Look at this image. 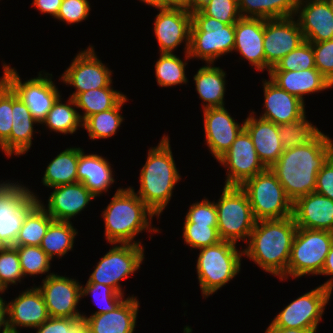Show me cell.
Instances as JSON below:
<instances>
[{
  "instance_id": "1",
  "label": "cell",
  "mask_w": 333,
  "mask_h": 333,
  "mask_svg": "<svg viewBox=\"0 0 333 333\" xmlns=\"http://www.w3.org/2000/svg\"><path fill=\"white\" fill-rule=\"evenodd\" d=\"M332 154L333 141L320 131L306 145L285 149L269 169L294 202L315 192L317 174Z\"/></svg>"
},
{
  "instance_id": "2",
  "label": "cell",
  "mask_w": 333,
  "mask_h": 333,
  "mask_svg": "<svg viewBox=\"0 0 333 333\" xmlns=\"http://www.w3.org/2000/svg\"><path fill=\"white\" fill-rule=\"evenodd\" d=\"M292 216L284 219L258 220L250 234L243 255L256 265L278 276L287 272L292 243L297 231Z\"/></svg>"
},
{
  "instance_id": "3",
  "label": "cell",
  "mask_w": 333,
  "mask_h": 333,
  "mask_svg": "<svg viewBox=\"0 0 333 333\" xmlns=\"http://www.w3.org/2000/svg\"><path fill=\"white\" fill-rule=\"evenodd\" d=\"M111 199L102 213L104 236L110 244L142 245L140 241L134 240L140 232L160 231L152 225L156 214L137 196L133 187L118 188Z\"/></svg>"
},
{
  "instance_id": "4",
  "label": "cell",
  "mask_w": 333,
  "mask_h": 333,
  "mask_svg": "<svg viewBox=\"0 0 333 333\" xmlns=\"http://www.w3.org/2000/svg\"><path fill=\"white\" fill-rule=\"evenodd\" d=\"M150 148L140 172V187L135 193L159 219L181 176L176 168L168 135L164 134L158 145Z\"/></svg>"
},
{
  "instance_id": "5",
  "label": "cell",
  "mask_w": 333,
  "mask_h": 333,
  "mask_svg": "<svg viewBox=\"0 0 333 333\" xmlns=\"http://www.w3.org/2000/svg\"><path fill=\"white\" fill-rule=\"evenodd\" d=\"M199 251L197 278L202 296L208 298L240 272L243 249L238 251L236 243L221 240L214 245L200 248Z\"/></svg>"
},
{
  "instance_id": "6",
  "label": "cell",
  "mask_w": 333,
  "mask_h": 333,
  "mask_svg": "<svg viewBox=\"0 0 333 333\" xmlns=\"http://www.w3.org/2000/svg\"><path fill=\"white\" fill-rule=\"evenodd\" d=\"M192 15L190 29V58L214 63L219 57L233 52L235 44V24H225L206 16L201 10Z\"/></svg>"
},
{
  "instance_id": "7",
  "label": "cell",
  "mask_w": 333,
  "mask_h": 333,
  "mask_svg": "<svg viewBox=\"0 0 333 333\" xmlns=\"http://www.w3.org/2000/svg\"><path fill=\"white\" fill-rule=\"evenodd\" d=\"M217 230L221 240L248 242L256 224L249 198L240 186H225L215 203Z\"/></svg>"
},
{
  "instance_id": "8",
  "label": "cell",
  "mask_w": 333,
  "mask_h": 333,
  "mask_svg": "<svg viewBox=\"0 0 333 333\" xmlns=\"http://www.w3.org/2000/svg\"><path fill=\"white\" fill-rule=\"evenodd\" d=\"M333 242V232L297 228L292 243L287 272L281 281L304 275H320Z\"/></svg>"
},
{
  "instance_id": "9",
  "label": "cell",
  "mask_w": 333,
  "mask_h": 333,
  "mask_svg": "<svg viewBox=\"0 0 333 333\" xmlns=\"http://www.w3.org/2000/svg\"><path fill=\"white\" fill-rule=\"evenodd\" d=\"M240 187L246 192L257 221L292 216L293 202L269 168Z\"/></svg>"
},
{
  "instance_id": "10",
  "label": "cell",
  "mask_w": 333,
  "mask_h": 333,
  "mask_svg": "<svg viewBox=\"0 0 333 333\" xmlns=\"http://www.w3.org/2000/svg\"><path fill=\"white\" fill-rule=\"evenodd\" d=\"M1 77L26 104L31 115L41 124L61 96L52 74L39 72L38 77L22 82L15 68L3 63ZM49 76V77H48Z\"/></svg>"
},
{
  "instance_id": "11",
  "label": "cell",
  "mask_w": 333,
  "mask_h": 333,
  "mask_svg": "<svg viewBox=\"0 0 333 333\" xmlns=\"http://www.w3.org/2000/svg\"><path fill=\"white\" fill-rule=\"evenodd\" d=\"M110 250L101 257L88 282L101 283L112 287L116 292L125 294L120 285L121 280L138 271L143 263L144 246L114 243Z\"/></svg>"
},
{
  "instance_id": "12",
  "label": "cell",
  "mask_w": 333,
  "mask_h": 333,
  "mask_svg": "<svg viewBox=\"0 0 333 333\" xmlns=\"http://www.w3.org/2000/svg\"><path fill=\"white\" fill-rule=\"evenodd\" d=\"M10 182L0 181V237L13 246L26 214L40 198L28 187Z\"/></svg>"
},
{
  "instance_id": "13",
  "label": "cell",
  "mask_w": 333,
  "mask_h": 333,
  "mask_svg": "<svg viewBox=\"0 0 333 333\" xmlns=\"http://www.w3.org/2000/svg\"><path fill=\"white\" fill-rule=\"evenodd\" d=\"M332 291L322 285L289 303L271 321L280 328L310 330L316 333Z\"/></svg>"
},
{
  "instance_id": "14",
  "label": "cell",
  "mask_w": 333,
  "mask_h": 333,
  "mask_svg": "<svg viewBox=\"0 0 333 333\" xmlns=\"http://www.w3.org/2000/svg\"><path fill=\"white\" fill-rule=\"evenodd\" d=\"M112 72L97 57L94 47L90 45L74 57L60 79L64 84L76 88L70 96L74 99L79 93L112 86Z\"/></svg>"
},
{
  "instance_id": "15",
  "label": "cell",
  "mask_w": 333,
  "mask_h": 333,
  "mask_svg": "<svg viewBox=\"0 0 333 333\" xmlns=\"http://www.w3.org/2000/svg\"><path fill=\"white\" fill-rule=\"evenodd\" d=\"M217 161L227 170L225 186H242L247 180L267 169L260 161L252 139L245 129Z\"/></svg>"
},
{
  "instance_id": "16",
  "label": "cell",
  "mask_w": 333,
  "mask_h": 333,
  "mask_svg": "<svg viewBox=\"0 0 333 333\" xmlns=\"http://www.w3.org/2000/svg\"><path fill=\"white\" fill-rule=\"evenodd\" d=\"M304 41L295 16L264 19L265 70L269 73L283 57Z\"/></svg>"
},
{
  "instance_id": "17",
  "label": "cell",
  "mask_w": 333,
  "mask_h": 333,
  "mask_svg": "<svg viewBox=\"0 0 333 333\" xmlns=\"http://www.w3.org/2000/svg\"><path fill=\"white\" fill-rule=\"evenodd\" d=\"M41 292L50 317L78 318L77 306L81 297V284L74 278L52 274L42 279ZM80 312V313H79Z\"/></svg>"
},
{
  "instance_id": "18",
  "label": "cell",
  "mask_w": 333,
  "mask_h": 333,
  "mask_svg": "<svg viewBox=\"0 0 333 333\" xmlns=\"http://www.w3.org/2000/svg\"><path fill=\"white\" fill-rule=\"evenodd\" d=\"M154 19V33L160 53H173L185 42V53L189 51L192 15L181 8H158Z\"/></svg>"
},
{
  "instance_id": "19",
  "label": "cell",
  "mask_w": 333,
  "mask_h": 333,
  "mask_svg": "<svg viewBox=\"0 0 333 333\" xmlns=\"http://www.w3.org/2000/svg\"><path fill=\"white\" fill-rule=\"evenodd\" d=\"M205 141L209 152L218 160L231 147L236 137L244 129L223 107L203 109Z\"/></svg>"
},
{
  "instance_id": "20",
  "label": "cell",
  "mask_w": 333,
  "mask_h": 333,
  "mask_svg": "<svg viewBox=\"0 0 333 333\" xmlns=\"http://www.w3.org/2000/svg\"><path fill=\"white\" fill-rule=\"evenodd\" d=\"M30 288L22 291L18 297L7 303L8 332L20 333L17 327L36 329L49 319L50 316L41 292L35 285Z\"/></svg>"
},
{
  "instance_id": "21",
  "label": "cell",
  "mask_w": 333,
  "mask_h": 333,
  "mask_svg": "<svg viewBox=\"0 0 333 333\" xmlns=\"http://www.w3.org/2000/svg\"><path fill=\"white\" fill-rule=\"evenodd\" d=\"M295 16L305 41L319 43L333 39V12L326 0L298 3Z\"/></svg>"
},
{
  "instance_id": "22",
  "label": "cell",
  "mask_w": 333,
  "mask_h": 333,
  "mask_svg": "<svg viewBox=\"0 0 333 333\" xmlns=\"http://www.w3.org/2000/svg\"><path fill=\"white\" fill-rule=\"evenodd\" d=\"M47 207L38 199L46 212L57 221L70 222L71 218L83 211L95 197L81 182L52 187Z\"/></svg>"
},
{
  "instance_id": "23",
  "label": "cell",
  "mask_w": 333,
  "mask_h": 333,
  "mask_svg": "<svg viewBox=\"0 0 333 333\" xmlns=\"http://www.w3.org/2000/svg\"><path fill=\"white\" fill-rule=\"evenodd\" d=\"M262 82L265 112L258 117L281 125L300 120L306 115L303 101L279 88L270 79Z\"/></svg>"
},
{
  "instance_id": "24",
  "label": "cell",
  "mask_w": 333,
  "mask_h": 333,
  "mask_svg": "<svg viewBox=\"0 0 333 333\" xmlns=\"http://www.w3.org/2000/svg\"><path fill=\"white\" fill-rule=\"evenodd\" d=\"M235 52L248 60L255 70H265L264 19L241 17L235 23Z\"/></svg>"
},
{
  "instance_id": "25",
  "label": "cell",
  "mask_w": 333,
  "mask_h": 333,
  "mask_svg": "<svg viewBox=\"0 0 333 333\" xmlns=\"http://www.w3.org/2000/svg\"><path fill=\"white\" fill-rule=\"evenodd\" d=\"M292 217L298 228L333 232V200L317 192L293 202Z\"/></svg>"
},
{
  "instance_id": "26",
  "label": "cell",
  "mask_w": 333,
  "mask_h": 333,
  "mask_svg": "<svg viewBox=\"0 0 333 333\" xmlns=\"http://www.w3.org/2000/svg\"><path fill=\"white\" fill-rule=\"evenodd\" d=\"M254 113H249L244 120V129L250 135L260 161L270 168L284 151L279 138V125L257 118Z\"/></svg>"
},
{
  "instance_id": "27",
  "label": "cell",
  "mask_w": 333,
  "mask_h": 333,
  "mask_svg": "<svg viewBox=\"0 0 333 333\" xmlns=\"http://www.w3.org/2000/svg\"><path fill=\"white\" fill-rule=\"evenodd\" d=\"M139 301L135 296H128L111 312L89 315L84 313L88 333H134Z\"/></svg>"
},
{
  "instance_id": "28",
  "label": "cell",
  "mask_w": 333,
  "mask_h": 333,
  "mask_svg": "<svg viewBox=\"0 0 333 333\" xmlns=\"http://www.w3.org/2000/svg\"><path fill=\"white\" fill-rule=\"evenodd\" d=\"M12 129L10 138L0 147L8 157L24 155L32 146L33 126L39 122L12 89Z\"/></svg>"
},
{
  "instance_id": "29",
  "label": "cell",
  "mask_w": 333,
  "mask_h": 333,
  "mask_svg": "<svg viewBox=\"0 0 333 333\" xmlns=\"http://www.w3.org/2000/svg\"><path fill=\"white\" fill-rule=\"evenodd\" d=\"M270 80L279 88L304 101L307 94L319 93L333 85L316 69L269 71Z\"/></svg>"
},
{
  "instance_id": "30",
  "label": "cell",
  "mask_w": 333,
  "mask_h": 333,
  "mask_svg": "<svg viewBox=\"0 0 333 333\" xmlns=\"http://www.w3.org/2000/svg\"><path fill=\"white\" fill-rule=\"evenodd\" d=\"M110 162L98 154H85L83 150L79 153L77 165L78 182L91 192L96 198L106 193L114 183V175Z\"/></svg>"
},
{
  "instance_id": "31",
  "label": "cell",
  "mask_w": 333,
  "mask_h": 333,
  "mask_svg": "<svg viewBox=\"0 0 333 333\" xmlns=\"http://www.w3.org/2000/svg\"><path fill=\"white\" fill-rule=\"evenodd\" d=\"M193 77L199 98L206 103H203V109L225 106L226 72L222 68L206 64Z\"/></svg>"
},
{
  "instance_id": "32",
  "label": "cell",
  "mask_w": 333,
  "mask_h": 333,
  "mask_svg": "<svg viewBox=\"0 0 333 333\" xmlns=\"http://www.w3.org/2000/svg\"><path fill=\"white\" fill-rule=\"evenodd\" d=\"M82 150L80 147H70L60 152L47 165L41 183L52 188L78 182L77 165Z\"/></svg>"
},
{
  "instance_id": "33",
  "label": "cell",
  "mask_w": 333,
  "mask_h": 333,
  "mask_svg": "<svg viewBox=\"0 0 333 333\" xmlns=\"http://www.w3.org/2000/svg\"><path fill=\"white\" fill-rule=\"evenodd\" d=\"M242 17L251 18H285L296 15V0H238Z\"/></svg>"
},
{
  "instance_id": "34",
  "label": "cell",
  "mask_w": 333,
  "mask_h": 333,
  "mask_svg": "<svg viewBox=\"0 0 333 333\" xmlns=\"http://www.w3.org/2000/svg\"><path fill=\"white\" fill-rule=\"evenodd\" d=\"M77 234L78 231L71 221L53 220L42 238L40 247L52 260L55 256L62 258L73 249Z\"/></svg>"
},
{
  "instance_id": "35",
  "label": "cell",
  "mask_w": 333,
  "mask_h": 333,
  "mask_svg": "<svg viewBox=\"0 0 333 333\" xmlns=\"http://www.w3.org/2000/svg\"><path fill=\"white\" fill-rule=\"evenodd\" d=\"M61 97L53 104L41 124L46 125L50 132L73 134L78 130V127H83L81 114L74 108L76 103L73 98L69 97L66 103H62Z\"/></svg>"
},
{
  "instance_id": "36",
  "label": "cell",
  "mask_w": 333,
  "mask_h": 333,
  "mask_svg": "<svg viewBox=\"0 0 333 333\" xmlns=\"http://www.w3.org/2000/svg\"><path fill=\"white\" fill-rule=\"evenodd\" d=\"M125 96L122 92L114 90L112 86H107L79 93L74 101L76 108L84 111L83 116H80L84 121L93 114L114 108Z\"/></svg>"
},
{
  "instance_id": "37",
  "label": "cell",
  "mask_w": 333,
  "mask_h": 333,
  "mask_svg": "<svg viewBox=\"0 0 333 333\" xmlns=\"http://www.w3.org/2000/svg\"><path fill=\"white\" fill-rule=\"evenodd\" d=\"M53 220L38 202L26 214L13 246H40L42 238Z\"/></svg>"
},
{
  "instance_id": "38",
  "label": "cell",
  "mask_w": 333,
  "mask_h": 333,
  "mask_svg": "<svg viewBox=\"0 0 333 333\" xmlns=\"http://www.w3.org/2000/svg\"><path fill=\"white\" fill-rule=\"evenodd\" d=\"M127 100L125 96L114 108L93 114L83 121V128L91 140L111 138L116 134L124 119L120 111Z\"/></svg>"
},
{
  "instance_id": "39",
  "label": "cell",
  "mask_w": 333,
  "mask_h": 333,
  "mask_svg": "<svg viewBox=\"0 0 333 333\" xmlns=\"http://www.w3.org/2000/svg\"><path fill=\"white\" fill-rule=\"evenodd\" d=\"M184 55L185 62L174 53H160V57L155 63L157 85L165 88L178 84H187L188 79L185 74V66L188 64L187 60L191 58L188 52L184 53Z\"/></svg>"
},
{
  "instance_id": "40",
  "label": "cell",
  "mask_w": 333,
  "mask_h": 333,
  "mask_svg": "<svg viewBox=\"0 0 333 333\" xmlns=\"http://www.w3.org/2000/svg\"><path fill=\"white\" fill-rule=\"evenodd\" d=\"M306 118L305 115L300 120L279 125V138L284 150L306 145L320 132Z\"/></svg>"
},
{
  "instance_id": "41",
  "label": "cell",
  "mask_w": 333,
  "mask_h": 333,
  "mask_svg": "<svg viewBox=\"0 0 333 333\" xmlns=\"http://www.w3.org/2000/svg\"><path fill=\"white\" fill-rule=\"evenodd\" d=\"M19 255L20 266L24 277L49 273L53 261L40 246H15Z\"/></svg>"
},
{
  "instance_id": "42",
  "label": "cell",
  "mask_w": 333,
  "mask_h": 333,
  "mask_svg": "<svg viewBox=\"0 0 333 333\" xmlns=\"http://www.w3.org/2000/svg\"><path fill=\"white\" fill-rule=\"evenodd\" d=\"M93 295V301L100 309L92 315L114 311L125 299L124 295L116 292L112 287L101 283H86L81 285V297ZM85 295V296H84Z\"/></svg>"
},
{
  "instance_id": "43",
  "label": "cell",
  "mask_w": 333,
  "mask_h": 333,
  "mask_svg": "<svg viewBox=\"0 0 333 333\" xmlns=\"http://www.w3.org/2000/svg\"><path fill=\"white\" fill-rule=\"evenodd\" d=\"M182 235L186 245L195 250L214 245L221 241L217 230V224L184 222Z\"/></svg>"
},
{
  "instance_id": "44",
  "label": "cell",
  "mask_w": 333,
  "mask_h": 333,
  "mask_svg": "<svg viewBox=\"0 0 333 333\" xmlns=\"http://www.w3.org/2000/svg\"><path fill=\"white\" fill-rule=\"evenodd\" d=\"M315 68V57L312 44L304 41L296 49L283 57L270 71H296Z\"/></svg>"
},
{
  "instance_id": "45",
  "label": "cell",
  "mask_w": 333,
  "mask_h": 333,
  "mask_svg": "<svg viewBox=\"0 0 333 333\" xmlns=\"http://www.w3.org/2000/svg\"><path fill=\"white\" fill-rule=\"evenodd\" d=\"M19 255L15 246H8L0 252V284L7 290L23 279Z\"/></svg>"
},
{
  "instance_id": "46",
  "label": "cell",
  "mask_w": 333,
  "mask_h": 333,
  "mask_svg": "<svg viewBox=\"0 0 333 333\" xmlns=\"http://www.w3.org/2000/svg\"><path fill=\"white\" fill-rule=\"evenodd\" d=\"M201 11L225 24H235L242 17L238 0H210Z\"/></svg>"
},
{
  "instance_id": "47",
  "label": "cell",
  "mask_w": 333,
  "mask_h": 333,
  "mask_svg": "<svg viewBox=\"0 0 333 333\" xmlns=\"http://www.w3.org/2000/svg\"><path fill=\"white\" fill-rule=\"evenodd\" d=\"M36 333H85L87 331L86 319L49 317L40 326Z\"/></svg>"
},
{
  "instance_id": "48",
  "label": "cell",
  "mask_w": 333,
  "mask_h": 333,
  "mask_svg": "<svg viewBox=\"0 0 333 333\" xmlns=\"http://www.w3.org/2000/svg\"><path fill=\"white\" fill-rule=\"evenodd\" d=\"M12 124V88L0 78V147L10 138Z\"/></svg>"
},
{
  "instance_id": "49",
  "label": "cell",
  "mask_w": 333,
  "mask_h": 333,
  "mask_svg": "<svg viewBox=\"0 0 333 333\" xmlns=\"http://www.w3.org/2000/svg\"><path fill=\"white\" fill-rule=\"evenodd\" d=\"M90 9L88 0H62L55 19L67 24H77L88 18Z\"/></svg>"
},
{
  "instance_id": "50",
  "label": "cell",
  "mask_w": 333,
  "mask_h": 333,
  "mask_svg": "<svg viewBox=\"0 0 333 333\" xmlns=\"http://www.w3.org/2000/svg\"><path fill=\"white\" fill-rule=\"evenodd\" d=\"M311 44L315 68L333 85V39Z\"/></svg>"
},
{
  "instance_id": "51",
  "label": "cell",
  "mask_w": 333,
  "mask_h": 333,
  "mask_svg": "<svg viewBox=\"0 0 333 333\" xmlns=\"http://www.w3.org/2000/svg\"><path fill=\"white\" fill-rule=\"evenodd\" d=\"M184 219V222L197 224H217L215 201L211 202L205 198L200 202L191 204Z\"/></svg>"
},
{
  "instance_id": "52",
  "label": "cell",
  "mask_w": 333,
  "mask_h": 333,
  "mask_svg": "<svg viewBox=\"0 0 333 333\" xmlns=\"http://www.w3.org/2000/svg\"><path fill=\"white\" fill-rule=\"evenodd\" d=\"M315 192L333 200V154L317 174Z\"/></svg>"
},
{
  "instance_id": "53",
  "label": "cell",
  "mask_w": 333,
  "mask_h": 333,
  "mask_svg": "<svg viewBox=\"0 0 333 333\" xmlns=\"http://www.w3.org/2000/svg\"><path fill=\"white\" fill-rule=\"evenodd\" d=\"M62 0H33L32 6L37 8L43 14H50L57 17Z\"/></svg>"
},
{
  "instance_id": "54",
  "label": "cell",
  "mask_w": 333,
  "mask_h": 333,
  "mask_svg": "<svg viewBox=\"0 0 333 333\" xmlns=\"http://www.w3.org/2000/svg\"><path fill=\"white\" fill-rule=\"evenodd\" d=\"M320 275L324 276L331 275L329 280H327L324 284H322V286L333 291V242L331 244L329 253L326 256L324 266L322 268Z\"/></svg>"
},
{
  "instance_id": "55",
  "label": "cell",
  "mask_w": 333,
  "mask_h": 333,
  "mask_svg": "<svg viewBox=\"0 0 333 333\" xmlns=\"http://www.w3.org/2000/svg\"><path fill=\"white\" fill-rule=\"evenodd\" d=\"M3 294V293H0ZM3 330H1L2 328ZM7 333V303L0 295V332Z\"/></svg>"
},
{
  "instance_id": "56",
  "label": "cell",
  "mask_w": 333,
  "mask_h": 333,
  "mask_svg": "<svg viewBox=\"0 0 333 333\" xmlns=\"http://www.w3.org/2000/svg\"><path fill=\"white\" fill-rule=\"evenodd\" d=\"M210 0H186L185 10L188 13L200 11Z\"/></svg>"
},
{
  "instance_id": "57",
  "label": "cell",
  "mask_w": 333,
  "mask_h": 333,
  "mask_svg": "<svg viewBox=\"0 0 333 333\" xmlns=\"http://www.w3.org/2000/svg\"><path fill=\"white\" fill-rule=\"evenodd\" d=\"M265 333H313V332L310 330L274 327L271 324H269V326L266 328Z\"/></svg>"
},
{
  "instance_id": "58",
  "label": "cell",
  "mask_w": 333,
  "mask_h": 333,
  "mask_svg": "<svg viewBox=\"0 0 333 333\" xmlns=\"http://www.w3.org/2000/svg\"><path fill=\"white\" fill-rule=\"evenodd\" d=\"M186 0H159V8L185 9Z\"/></svg>"
},
{
  "instance_id": "59",
  "label": "cell",
  "mask_w": 333,
  "mask_h": 333,
  "mask_svg": "<svg viewBox=\"0 0 333 333\" xmlns=\"http://www.w3.org/2000/svg\"><path fill=\"white\" fill-rule=\"evenodd\" d=\"M140 1L145 3L146 5L155 7L156 9L159 8V0H140Z\"/></svg>"
},
{
  "instance_id": "60",
  "label": "cell",
  "mask_w": 333,
  "mask_h": 333,
  "mask_svg": "<svg viewBox=\"0 0 333 333\" xmlns=\"http://www.w3.org/2000/svg\"><path fill=\"white\" fill-rule=\"evenodd\" d=\"M9 245L0 237V252L4 251Z\"/></svg>"
},
{
  "instance_id": "61",
  "label": "cell",
  "mask_w": 333,
  "mask_h": 333,
  "mask_svg": "<svg viewBox=\"0 0 333 333\" xmlns=\"http://www.w3.org/2000/svg\"><path fill=\"white\" fill-rule=\"evenodd\" d=\"M326 2L328 3L331 11L333 12V0H326Z\"/></svg>"
},
{
  "instance_id": "62",
  "label": "cell",
  "mask_w": 333,
  "mask_h": 333,
  "mask_svg": "<svg viewBox=\"0 0 333 333\" xmlns=\"http://www.w3.org/2000/svg\"><path fill=\"white\" fill-rule=\"evenodd\" d=\"M5 290H6V289L0 284V293H4Z\"/></svg>"
},
{
  "instance_id": "63",
  "label": "cell",
  "mask_w": 333,
  "mask_h": 333,
  "mask_svg": "<svg viewBox=\"0 0 333 333\" xmlns=\"http://www.w3.org/2000/svg\"><path fill=\"white\" fill-rule=\"evenodd\" d=\"M297 3H300V2H306V1H310V0H296Z\"/></svg>"
}]
</instances>
